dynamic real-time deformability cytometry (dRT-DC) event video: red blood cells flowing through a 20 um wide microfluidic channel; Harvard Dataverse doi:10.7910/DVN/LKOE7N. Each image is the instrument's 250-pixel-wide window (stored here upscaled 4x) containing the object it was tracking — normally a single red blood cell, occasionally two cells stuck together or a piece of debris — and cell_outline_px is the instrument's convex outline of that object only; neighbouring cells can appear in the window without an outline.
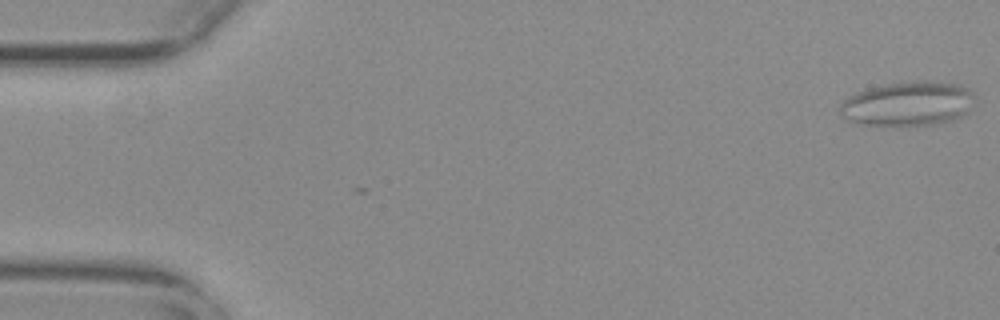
{"species": "common noctule bat (a hibernating species)", "species_latin": "Nyctalus noctula", "temperature_condition": "warm", "stored_images_in_passage": 5, "camera_frame_rate_fps": 3000, "um_per_image_px": 0.085, "animal": {"sex": "female", "body_mass_g": 29.2, "forearm_length_mm": 56.3}, "frame": {"image": 1, "passage_image": 1, "time_ms": 0.0, "image_size_px": [1000, 320], "cell_outline_px": [[976, 96], [964, 116], [952, 120], [932, 124], [864, 124], [844, 120], [840, 116], [840, 104], [848, 96], [872, 88], [892, 84], [916, 80], [932, 80], [956, 84], [968, 88]], "centroid_in_image_um": [77.2, 8.8], "position_along_channel_um": 7.8, "area_um2": 34.39}}